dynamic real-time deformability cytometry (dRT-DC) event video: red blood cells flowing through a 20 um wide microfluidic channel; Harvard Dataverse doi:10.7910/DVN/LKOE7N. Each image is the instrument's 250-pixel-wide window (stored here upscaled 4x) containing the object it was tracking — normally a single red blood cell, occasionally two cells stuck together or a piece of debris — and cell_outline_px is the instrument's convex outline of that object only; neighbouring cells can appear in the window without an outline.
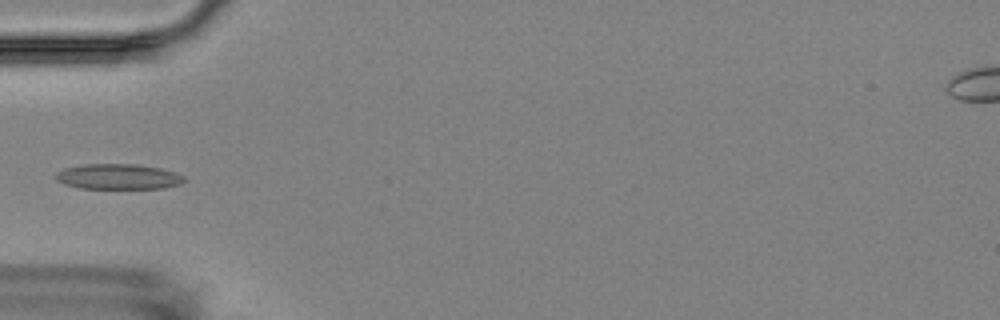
{"species": "Egyptian fruit bat (a non-hibernating species)", "species_latin": "Rousettus aegyptiacus", "temperature_condition": "room temperature", "stored_images_in_passage": 4, "camera_frame_rate_fps": 3000, "um_per_image_px": 0.085, "animal": {"sex": "female"}, "frame": {"image": 1, "passage_image": 4, "time_ms": 5.667, "image_size_px": [1000, 320], "cell_outline_px": [[188, 180], [180, 184], [164, 188], [80, 188], [64, 184], [56, 180], [52, 176], [56, 172], [64, 168], [84, 164], [136, 164], [160, 168], [176, 172], [184, 176]], "centroid_in_image_um": [10.04, 15.01], "position_along_channel_um": 75.0, "area_um2": 19.19}}